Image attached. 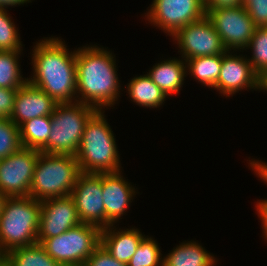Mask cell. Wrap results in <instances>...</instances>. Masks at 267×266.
Here are the masks:
<instances>
[{
    "mask_svg": "<svg viewBox=\"0 0 267 266\" xmlns=\"http://www.w3.org/2000/svg\"><path fill=\"white\" fill-rule=\"evenodd\" d=\"M32 73L28 82L46 92L57 104L76 102V51H70L58 37L35 43Z\"/></svg>",
    "mask_w": 267,
    "mask_h": 266,
    "instance_id": "obj_1",
    "label": "cell"
},
{
    "mask_svg": "<svg viewBox=\"0 0 267 266\" xmlns=\"http://www.w3.org/2000/svg\"><path fill=\"white\" fill-rule=\"evenodd\" d=\"M115 55L97 45L78 47L76 51V102L97 110L113 107L120 97Z\"/></svg>",
    "mask_w": 267,
    "mask_h": 266,
    "instance_id": "obj_2",
    "label": "cell"
},
{
    "mask_svg": "<svg viewBox=\"0 0 267 266\" xmlns=\"http://www.w3.org/2000/svg\"><path fill=\"white\" fill-rule=\"evenodd\" d=\"M104 112L96 110L85 124L75 155L82 173H114L122 170L116 138Z\"/></svg>",
    "mask_w": 267,
    "mask_h": 266,
    "instance_id": "obj_3",
    "label": "cell"
},
{
    "mask_svg": "<svg viewBox=\"0 0 267 266\" xmlns=\"http://www.w3.org/2000/svg\"><path fill=\"white\" fill-rule=\"evenodd\" d=\"M41 202L30 196L7 197L0 213V255L38 243Z\"/></svg>",
    "mask_w": 267,
    "mask_h": 266,
    "instance_id": "obj_4",
    "label": "cell"
},
{
    "mask_svg": "<svg viewBox=\"0 0 267 266\" xmlns=\"http://www.w3.org/2000/svg\"><path fill=\"white\" fill-rule=\"evenodd\" d=\"M81 173L74 155L40 152L36 162L29 196L44 201L70 196Z\"/></svg>",
    "mask_w": 267,
    "mask_h": 266,
    "instance_id": "obj_5",
    "label": "cell"
},
{
    "mask_svg": "<svg viewBox=\"0 0 267 266\" xmlns=\"http://www.w3.org/2000/svg\"><path fill=\"white\" fill-rule=\"evenodd\" d=\"M97 109L80 102L55 106L51 115V133L42 153L76 155L85 124Z\"/></svg>",
    "mask_w": 267,
    "mask_h": 266,
    "instance_id": "obj_6",
    "label": "cell"
},
{
    "mask_svg": "<svg viewBox=\"0 0 267 266\" xmlns=\"http://www.w3.org/2000/svg\"><path fill=\"white\" fill-rule=\"evenodd\" d=\"M101 229L80 223L59 236L46 238L41 245L61 266H84L100 245Z\"/></svg>",
    "mask_w": 267,
    "mask_h": 266,
    "instance_id": "obj_7",
    "label": "cell"
},
{
    "mask_svg": "<svg viewBox=\"0 0 267 266\" xmlns=\"http://www.w3.org/2000/svg\"><path fill=\"white\" fill-rule=\"evenodd\" d=\"M205 12L227 51L246 50L257 27L245 8L205 9Z\"/></svg>",
    "mask_w": 267,
    "mask_h": 266,
    "instance_id": "obj_8",
    "label": "cell"
},
{
    "mask_svg": "<svg viewBox=\"0 0 267 266\" xmlns=\"http://www.w3.org/2000/svg\"><path fill=\"white\" fill-rule=\"evenodd\" d=\"M148 8L146 20L169 36L206 15L203 0H153Z\"/></svg>",
    "mask_w": 267,
    "mask_h": 266,
    "instance_id": "obj_9",
    "label": "cell"
},
{
    "mask_svg": "<svg viewBox=\"0 0 267 266\" xmlns=\"http://www.w3.org/2000/svg\"><path fill=\"white\" fill-rule=\"evenodd\" d=\"M172 38L184 60L220 55L227 51L213 23L206 15L202 19L178 29Z\"/></svg>",
    "mask_w": 267,
    "mask_h": 266,
    "instance_id": "obj_10",
    "label": "cell"
},
{
    "mask_svg": "<svg viewBox=\"0 0 267 266\" xmlns=\"http://www.w3.org/2000/svg\"><path fill=\"white\" fill-rule=\"evenodd\" d=\"M40 151L21 147L0 159V192L6 197H27Z\"/></svg>",
    "mask_w": 267,
    "mask_h": 266,
    "instance_id": "obj_11",
    "label": "cell"
},
{
    "mask_svg": "<svg viewBox=\"0 0 267 266\" xmlns=\"http://www.w3.org/2000/svg\"><path fill=\"white\" fill-rule=\"evenodd\" d=\"M237 54L234 51L223 53L221 71L216 83L219 94L230 97L247 89L267 92V84L253 70L247 55L245 57Z\"/></svg>",
    "mask_w": 267,
    "mask_h": 266,
    "instance_id": "obj_12",
    "label": "cell"
},
{
    "mask_svg": "<svg viewBox=\"0 0 267 266\" xmlns=\"http://www.w3.org/2000/svg\"><path fill=\"white\" fill-rule=\"evenodd\" d=\"M101 173H80L71 197L74 200L81 223L105 228V207L103 203Z\"/></svg>",
    "mask_w": 267,
    "mask_h": 266,
    "instance_id": "obj_13",
    "label": "cell"
},
{
    "mask_svg": "<svg viewBox=\"0 0 267 266\" xmlns=\"http://www.w3.org/2000/svg\"><path fill=\"white\" fill-rule=\"evenodd\" d=\"M81 223L74 200L71 196L41 201L38 243L46 238L59 236Z\"/></svg>",
    "mask_w": 267,
    "mask_h": 266,
    "instance_id": "obj_14",
    "label": "cell"
},
{
    "mask_svg": "<svg viewBox=\"0 0 267 266\" xmlns=\"http://www.w3.org/2000/svg\"><path fill=\"white\" fill-rule=\"evenodd\" d=\"M120 172L101 173L103 203L105 207V228L117 224L125 215L129 205L138 193ZM117 222V223H116Z\"/></svg>",
    "mask_w": 267,
    "mask_h": 266,
    "instance_id": "obj_15",
    "label": "cell"
},
{
    "mask_svg": "<svg viewBox=\"0 0 267 266\" xmlns=\"http://www.w3.org/2000/svg\"><path fill=\"white\" fill-rule=\"evenodd\" d=\"M57 103L43 90L28 81L18 88L14 99V109L10 120L18 127L27 120L51 116Z\"/></svg>",
    "mask_w": 267,
    "mask_h": 266,
    "instance_id": "obj_16",
    "label": "cell"
},
{
    "mask_svg": "<svg viewBox=\"0 0 267 266\" xmlns=\"http://www.w3.org/2000/svg\"><path fill=\"white\" fill-rule=\"evenodd\" d=\"M145 237L138 228H116L115 224L101 229L100 244L117 261L128 264Z\"/></svg>",
    "mask_w": 267,
    "mask_h": 266,
    "instance_id": "obj_17",
    "label": "cell"
},
{
    "mask_svg": "<svg viewBox=\"0 0 267 266\" xmlns=\"http://www.w3.org/2000/svg\"><path fill=\"white\" fill-rule=\"evenodd\" d=\"M151 80L168 97L172 94H178L184 85V79L187 76L186 62L183 58H170L156 63L152 69L147 72Z\"/></svg>",
    "mask_w": 267,
    "mask_h": 266,
    "instance_id": "obj_18",
    "label": "cell"
},
{
    "mask_svg": "<svg viewBox=\"0 0 267 266\" xmlns=\"http://www.w3.org/2000/svg\"><path fill=\"white\" fill-rule=\"evenodd\" d=\"M217 259L196 241L182 242L163 256V266H215Z\"/></svg>",
    "mask_w": 267,
    "mask_h": 266,
    "instance_id": "obj_19",
    "label": "cell"
},
{
    "mask_svg": "<svg viewBox=\"0 0 267 266\" xmlns=\"http://www.w3.org/2000/svg\"><path fill=\"white\" fill-rule=\"evenodd\" d=\"M126 86L130 100L144 108H160L168 98L147 74L134 76Z\"/></svg>",
    "mask_w": 267,
    "mask_h": 266,
    "instance_id": "obj_20",
    "label": "cell"
},
{
    "mask_svg": "<svg viewBox=\"0 0 267 266\" xmlns=\"http://www.w3.org/2000/svg\"><path fill=\"white\" fill-rule=\"evenodd\" d=\"M222 60L223 54L187 59L185 60L187 76L191 75L198 83L216 90Z\"/></svg>",
    "mask_w": 267,
    "mask_h": 266,
    "instance_id": "obj_21",
    "label": "cell"
},
{
    "mask_svg": "<svg viewBox=\"0 0 267 266\" xmlns=\"http://www.w3.org/2000/svg\"><path fill=\"white\" fill-rule=\"evenodd\" d=\"M51 116H41L25 121L19 126L22 147L43 152L51 133Z\"/></svg>",
    "mask_w": 267,
    "mask_h": 266,
    "instance_id": "obj_22",
    "label": "cell"
},
{
    "mask_svg": "<svg viewBox=\"0 0 267 266\" xmlns=\"http://www.w3.org/2000/svg\"><path fill=\"white\" fill-rule=\"evenodd\" d=\"M2 257L10 266H61L40 243L12 249Z\"/></svg>",
    "mask_w": 267,
    "mask_h": 266,
    "instance_id": "obj_23",
    "label": "cell"
},
{
    "mask_svg": "<svg viewBox=\"0 0 267 266\" xmlns=\"http://www.w3.org/2000/svg\"><path fill=\"white\" fill-rule=\"evenodd\" d=\"M22 51H0V87L21 88L28 78H23L19 64Z\"/></svg>",
    "mask_w": 267,
    "mask_h": 266,
    "instance_id": "obj_24",
    "label": "cell"
},
{
    "mask_svg": "<svg viewBox=\"0 0 267 266\" xmlns=\"http://www.w3.org/2000/svg\"><path fill=\"white\" fill-rule=\"evenodd\" d=\"M246 49L252 57L248 60L253 70L267 84V27H257Z\"/></svg>",
    "mask_w": 267,
    "mask_h": 266,
    "instance_id": "obj_25",
    "label": "cell"
},
{
    "mask_svg": "<svg viewBox=\"0 0 267 266\" xmlns=\"http://www.w3.org/2000/svg\"><path fill=\"white\" fill-rule=\"evenodd\" d=\"M161 252L157 241L147 235L142 239L128 266H163Z\"/></svg>",
    "mask_w": 267,
    "mask_h": 266,
    "instance_id": "obj_26",
    "label": "cell"
},
{
    "mask_svg": "<svg viewBox=\"0 0 267 266\" xmlns=\"http://www.w3.org/2000/svg\"><path fill=\"white\" fill-rule=\"evenodd\" d=\"M7 11L0 8V51H23L19 30Z\"/></svg>",
    "mask_w": 267,
    "mask_h": 266,
    "instance_id": "obj_27",
    "label": "cell"
},
{
    "mask_svg": "<svg viewBox=\"0 0 267 266\" xmlns=\"http://www.w3.org/2000/svg\"><path fill=\"white\" fill-rule=\"evenodd\" d=\"M21 147L19 127L8 118H0V159L14 154Z\"/></svg>",
    "mask_w": 267,
    "mask_h": 266,
    "instance_id": "obj_28",
    "label": "cell"
},
{
    "mask_svg": "<svg viewBox=\"0 0 267 266\" xmlns=\"http://www.w3.org/2000/svg\"><path fill=\"white\" fill-rule=\"evenodd\" d=\"M256 27H267V0H241Z\"/></svg>",
    "mask_w": 267,
    "mask_h": 266,
    "instance_id": "obj_29",
    "label": "cell"
},
{
    "mask_svg": "<svg viewBox=\"0 0 267 266\" xmlns=\"http://www.w3.org/2000/svg\"><path fill=\"white\" fill-rule=\"evenodd\" d=\"M84 266H128V264L117 261L100 244L86 260Z\"/></svg>",
    "mask_w": 267,
    "mask_h": 266,
    "instance_id": "obj_30",
    "label": "cell"
},
{
    "mask_svg": "<svg viewBox=\"0 0 267 266\" xmlns=\"http://www.w3.org/2000/svg\"><path fill=\"white\" fill-rule=\"evenodd\" d=\"M18 89L0 87V118H10L14 109V99Z\"/></svg>",
    "mask_w": 267,
    "mask_h": 266,
    "instance_id": "obj_31",
    "label": "cell"
},
{
    "mask_svg": "<svg viewBox=\"0 0 267 266\" xmlns=\"http://www.w3.org/2000/svg\"><path fill=\"white\" fill-rule=\"evenodd\" d=\"M204 9L230 8L241 6V0H203Z\"/></svg>",
    "mask_w": 267,
    "mask_h": 266,
    "instance_id": "obj_32",
    "label": "cell"
},
{
    "mask_svg": "<svg viewBox=\"0 0 267 266\" xmlns=\"http://www.w3.org/2000/svg\"><path fill=\"white\" fill-rule=\"evenodd\" d=\"M256 210L258 214V218L261 220V227H262V233L267 241V199L260 200L259 202H256Z\"/></svg>",
    "mask_w": 267,
    "mask_h": 266,
    "instance_id": "obj_33",
    "label": "cell"
},
{
    "mask_svg": "<svg viewBox=\"0 0 267 266\" xmlns=\"http://www.w3.org/2000/svg\"><path fill=\"white\" fill-rule=\"evenodd\" d=\"M248 164L254 173L258 175L257 177L267 184V163L264 161L262 162L261 160H254L253 158L252 160H249Z\"/></svg>",
    "mask_w": 267,
    "mask_h": 266,
    "instance_id": "obj_34",
    "label": "cell"
},
{
    "mask_svg": "<svg viewBox=\"0 0 267 266\" xmlns=\"http://www.w3.org/2000/svg\"><path fill=\"white\" fill-rule=\"evenodd\" d=\"M32 0H0V8L7 9L9 7H15V6H20L23 4H27L31 2Z\"/></svg>",
    "mask_w": 267,
    "mask_h": 266,
    "instance_id": "obj_35",
    "label": "cell"
},
{
    "mask_svg": "<svg viewBox=\"0 0 267 266\" xmlns=\"http://www.w3.org/2000/svg\"><path fill=\"white\" fill-rule=\"evenodd\" d=\"M6 198L7 197L2 192H0V213L2 212L3 204Z\"/></svg>",
    "mask_w": 267,
    "mask_h": 266,
    "instance_id": "obj_36",
    "label": "cell"
},
{
    "mask_svg": "<svg viewBox=\"0 0 267 266\" xmlns=\"http://www.w3.org/2000/svg\"><path fill=\"white\" fill-rule=\"evenodd\" d=\"M0 266H10L3 257L0 258Z\"/></svg>",
    "mask_w": 267,
    "mask_h": 266,
    "instance_id": "obj_37",
    "label": "cell"
}]
</instances>
